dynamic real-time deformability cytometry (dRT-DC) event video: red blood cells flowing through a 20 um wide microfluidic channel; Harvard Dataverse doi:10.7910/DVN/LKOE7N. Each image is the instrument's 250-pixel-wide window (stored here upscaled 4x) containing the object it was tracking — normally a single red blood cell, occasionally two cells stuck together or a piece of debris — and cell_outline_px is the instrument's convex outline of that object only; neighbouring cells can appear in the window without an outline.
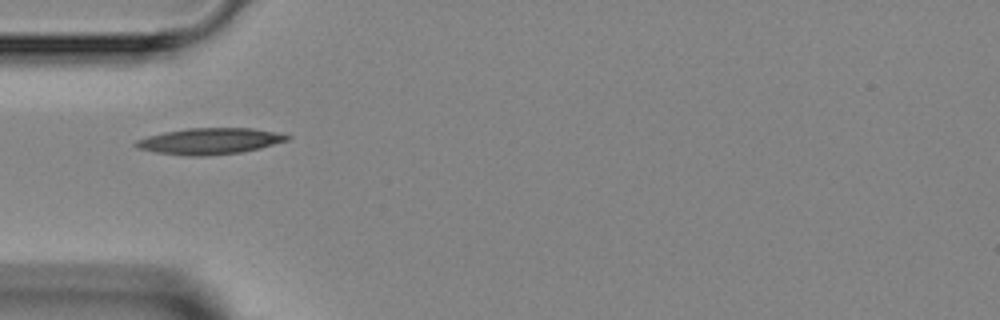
{"species": "Egyptian fruit bat (a non-hibernating species)", "species_latin": "Rousettus aegyptiacus", "temperature_condition": "room temperature", "stored_images_in_passage": 1, "camera_frame_rate_fps": 3000, "um_per_image_px": 0.085, "animal": {"sex": "female"}, "frame": {"image": 1, "passage_image": 1, "time_ms": 0.0, "image_size_px": [1000, 320], "cell_outline_px": [[292, 136], [288, 140], [260, 148], [240, 152], [204, 156], [184, 156], [156, 152], [136, 148], [132, 144], [136, 140], [148, 136], [164, 132], [188, 128], [252, 128], [276, 132]], "centroid_in_image_um": [17.79, 12.0], "position_along_channel_um": 67.2, "area_um2": 23.12}}